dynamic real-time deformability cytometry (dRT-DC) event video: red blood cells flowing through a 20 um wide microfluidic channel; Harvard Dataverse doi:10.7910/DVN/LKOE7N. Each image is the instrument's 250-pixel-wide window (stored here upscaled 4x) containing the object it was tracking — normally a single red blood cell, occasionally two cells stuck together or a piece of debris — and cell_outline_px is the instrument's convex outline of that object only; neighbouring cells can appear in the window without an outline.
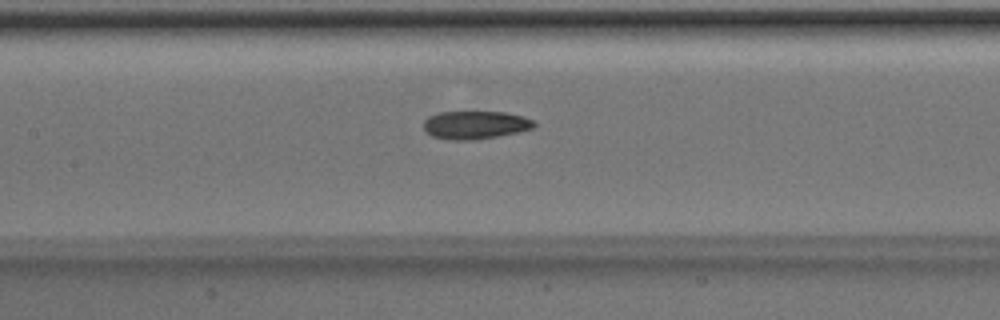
{"species": "Egyptian fruit bat (a non-hibernating species)", "species_latin": "Rousettus aegyptiacus", "temperature_condition": "room temperature", "stored_images_in_passage": 47, "camera_frame_rate_fps": 3000, "um_per_image_px": 0.085, "animal": {"sex": "male"}, "frame": {"image": 1, "passage_image": 24, "time_ms": 7.667, "image_size_px": [1000, 320], "cell_outline_px": [[536, 124], [532, 128], [516, 132], [496, 136], [472, 140], [452, 140], [432, 136], [424, 128], [424, 120], [428, 116], [440, 112], [504, 112], [524, 116], [532, 120]], "centroid_in_image_um": [40.38, 10.61], "position_along_channel_um": 167.0, "area_um2": 17.86}}
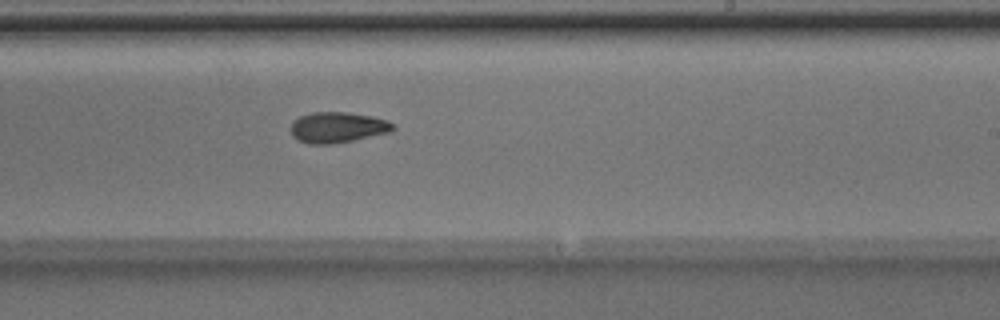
{"frame": {"image": 2, "passage_image": 31, "time_ms": 10.0, "image_size_px": [1000, 320], "cell_outline_px": [[396, 128], [392, 132], [332, 144], [308, 144], [296, 140], [292, 136], [288, 128], [300, 116], [312, 112], [348, 112], [372, 116], [388, 120], [396, 124]], "centroid_in_image_um": [28.71, 10.83], "position_along_channel_um": 260.3, "area_um2": 18.61}}
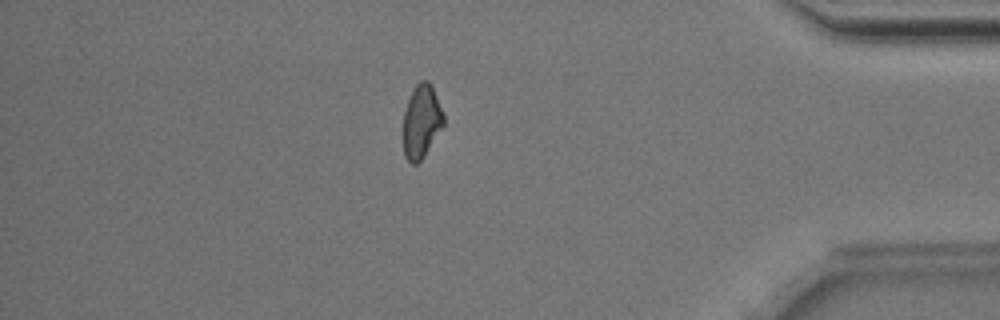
{"frame": {"image": 3, "passage_image": 44, "time_ms": 14.333, "image_size_px": [1000, 320], "cell_outline_px": [[444, 124], [424, 156], [416, 164], [412, 164], [404, 156], [404, 112], [408, 100], [416, 84], [420, 80], [428, 80], [432, 84], [444, 112]], "centroid_in_image_um": [35.85, 10.29], "position_along_channel_um": 399.4, "area_um2": 17.22}}